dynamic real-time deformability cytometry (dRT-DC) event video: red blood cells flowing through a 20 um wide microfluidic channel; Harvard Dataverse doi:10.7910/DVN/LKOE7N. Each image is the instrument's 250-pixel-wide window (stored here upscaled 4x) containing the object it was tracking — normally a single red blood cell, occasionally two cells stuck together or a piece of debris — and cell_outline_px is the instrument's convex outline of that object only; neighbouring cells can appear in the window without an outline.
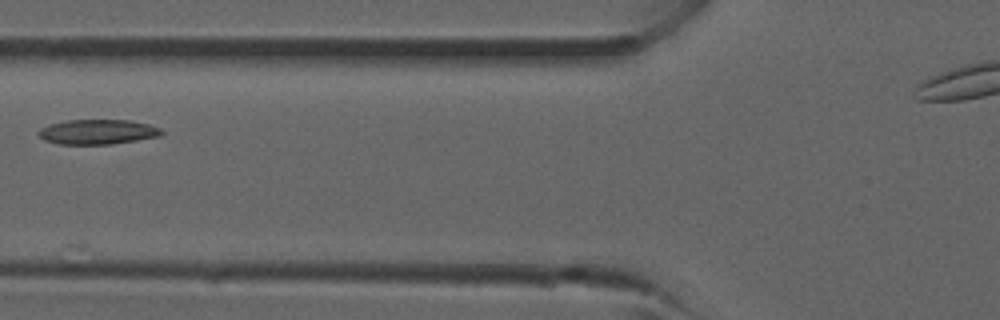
{"species": "common noctule bat (a hibernating species)", "species_latin": "Nyctalus noctula", "temperature_condition": "room temperature", "stored_images_in_passage": 10, "camera_frame_rate_fps": 3000, "um_per_image_px": 0.085, "animal": {"sex": "male", "forearm_length_mm": 52.5}, "frame": {"image": 1, "passage_image": 8, "time_ms": 2.333, "image_size_px": [1000, 320], "cell_outline_px": [[164, 132], [160, 136], [112, 144], [56, 144], [44, 140], [36, 132], [40, 128], [48, 124], [68, 120], [128, 120], [148, 124], [160, 128]], "centroid_in_image_um": [8.26, 11.21], "position_along_channel_um": 117.5, "area_um2": 17.86}}